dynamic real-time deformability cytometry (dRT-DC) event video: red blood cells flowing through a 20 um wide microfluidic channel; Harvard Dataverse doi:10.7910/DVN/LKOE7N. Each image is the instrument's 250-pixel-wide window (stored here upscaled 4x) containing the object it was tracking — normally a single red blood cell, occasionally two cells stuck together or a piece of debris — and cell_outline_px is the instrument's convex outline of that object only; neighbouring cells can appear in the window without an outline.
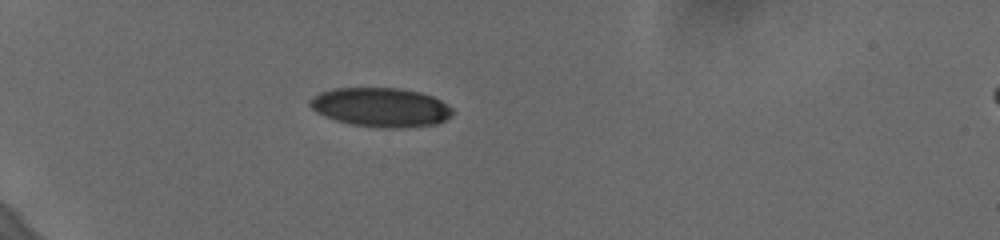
{"species": "human", "species_latin": "Homo sapiens", "temperature_condition": "cold", "stored_images_in_passage": 40, "camera_frame_rate_fps": 3000, "um_per_image_px": 0.085, "donor": {"sex": "female"}, "frame": {"image": 1, "passage_image": 1, "time_ms": 0.0, "image_size_px": [1000, 240], "cell_outline_px": [[456, 112], [452, 116], [436, 124], [408, 128], [384, 128], [348, 124], [324, 116], [316, 112], [308, 104], [308, 100], [312, 96], [320, 92], [332, 88], [396, 88], [416, 92], [432, 96], [440, 100], [452, 108]], "centroid_in_image_um": [32.35, 9.13], "position_along_channel_um": 52.7, "area_um2": 32.77}}
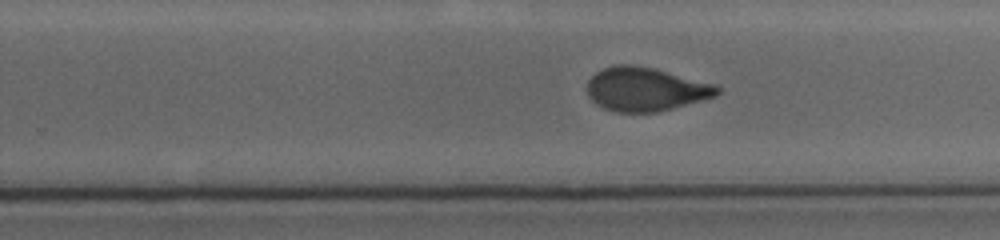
{"frame": {"image": 2, "passage_image": 22, "time_ms": 7.0, "image_size_px": [1000, 240], "cell_outline_px": [[720, 92], [716, 96], [672, 108], [656, 112], [616, 112], [604, 108], [596, 104], [588, 96], [588, 80], [596, 72], [604, 68], [616, 64], [632, 64], [652, 68], [716, 84], [720, 88]], "centroid_in_image_um": [54.86, 7.58], "position_along_channel_um": 274.9, "area_um2": 32.95}}
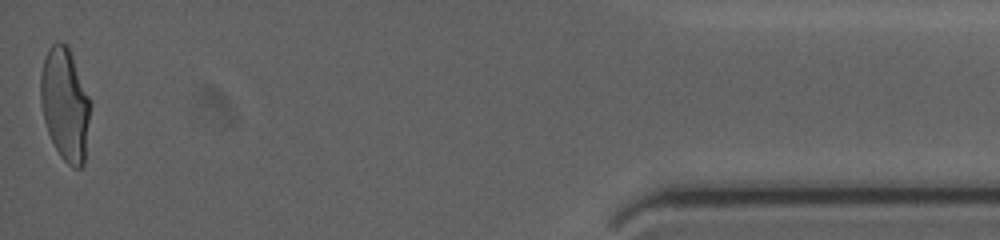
{"frame": {"image": 3, "passage_image": 40, "time_ms": 13.0, "image_size_px": [1000, 240], "cell_outline_px": [[92, 104], [84, 164], [80, 168], [72, 168], [60, 156], [48, 132], [44, 120], [40, 100], [40, 76], [44, 56], [48, 48], [56, 40], [60, 40], [68, 44]], "centroid_in_image_um": [5.54, 8.83], "position_along_channel_um": 429.7, "area_um2": 33.23}, "authors_computed_cell_mechanics": {"area_um2": 33.4951, "velocity_mm_per_s": 3.6748, "shape_relaxation_time_tau1_ms": 7.5141, "shape_relaxation_time_tau2_ms": 1.0538, "deformation_change_tau1": 0.2061, "deformation_change_tau2": 0.0659}}